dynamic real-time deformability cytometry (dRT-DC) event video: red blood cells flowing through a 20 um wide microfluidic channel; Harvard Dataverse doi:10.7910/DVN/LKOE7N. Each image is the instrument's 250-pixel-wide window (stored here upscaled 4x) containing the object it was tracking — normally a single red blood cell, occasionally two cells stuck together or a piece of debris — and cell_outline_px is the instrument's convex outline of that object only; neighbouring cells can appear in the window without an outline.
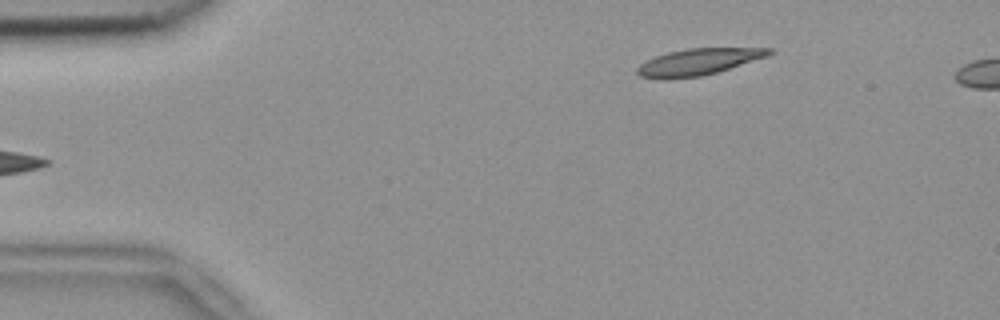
{"species": "common noctule bat (a hibernating species)", "species_latin": "Nyctalus noctula", "temperature_condition": "room temperature", "stored_images_in_passage": 6, "camera_frame_rate_fps": 3000, "um_per_image_px": 0.085, "animal": {"sex": "female", "body_mass_g": 18.4}, "frame": {"image": 1, "passage_image": 6, "time_ms": 1.667, "image_size_px": [1000, 320], "cell_outline_px": [[776, 52], [768, 56], [716, 72], [700, 76], [664, 80], [640, 76], [636, 72], [636, 68], [640, 64], [656, 56], [668, 52], [688, 48], [776, 48]], "centroid_in_image_um": [59.37, 5.26], "position_along_channel_um": 25.6, "area_um2": 20.4}}